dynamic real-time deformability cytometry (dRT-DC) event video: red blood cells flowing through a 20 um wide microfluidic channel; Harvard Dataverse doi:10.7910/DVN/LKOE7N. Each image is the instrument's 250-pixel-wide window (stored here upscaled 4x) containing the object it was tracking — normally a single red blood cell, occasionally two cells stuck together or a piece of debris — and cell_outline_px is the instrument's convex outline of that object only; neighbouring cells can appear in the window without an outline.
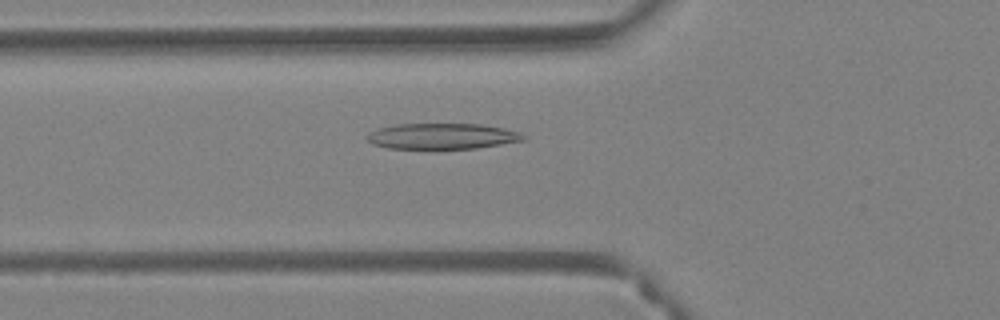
{"species": "Egyptian fruit bat (a non-hibernating species)", "species_latin": "Rousettus aegyptiacus", "temperature_condition": "warm", "stored_images_in_passage": 41, "camera_frame_rate_fps": 3000, "um_per_image_px": 0.085, "animal": {"sex": "female"}, "frame": {"image": 1, "passage_image": 7, "time_ms": 2.0, "image_size_px": [1000, 320], "cell_outline_px": [[524, 140], [476, 148], [388, 148], [372, 144], [364, 136], [368, 132], [380, 128], [396, 124], [480, 124], [504, 128], [520, 132], [524, 136]], "centroid_in_image_um": [37.55, 11.57], "position_along_channel_um": 88.3, "area_um2": 23.29}}
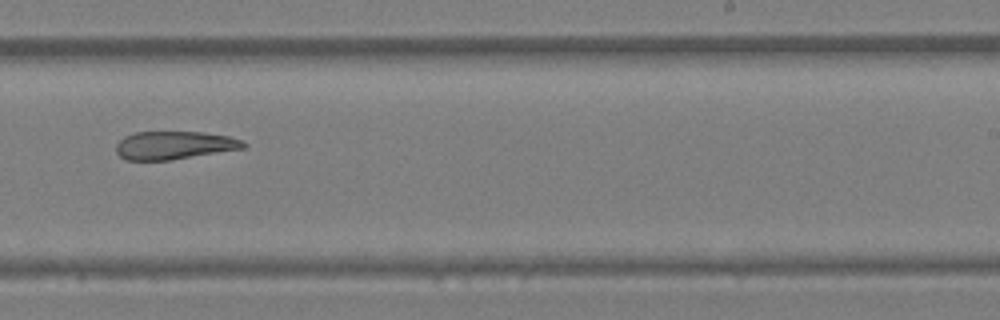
{"frame": {"image": 2, "passage_image": 21, "time_ms": 6.667, "image_size_px": [1000, 320], "cell_outline_px": [[248, 144], [244, 148], [168, 160], [124, 160], [116, 152], [116, 144], [124, 136], [136, 132], [204, 132], [228, 136], [244, 140]], "centroid_in_image_um": [14.8, 12.34], "position_along_channel_um": 274.2, "area_um2": 20.81}}
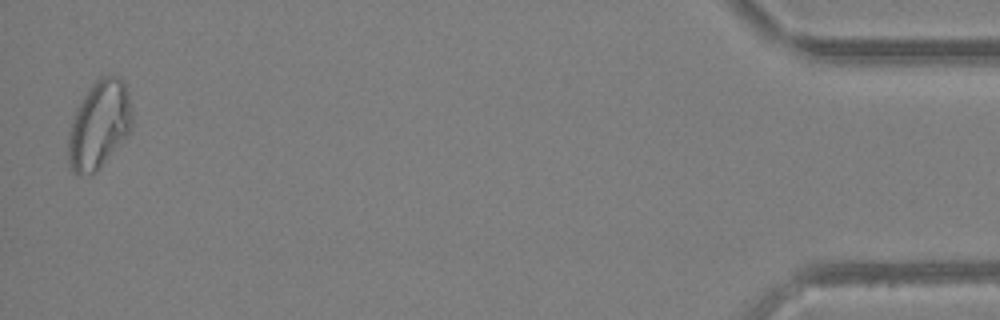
{"frame": {"image": 3, "passage_image": 39, "time_ms": 12.667, "image_size_px": [1000, 320], "cell_outline_px": [[132, 128], [100, 168], [96, 172], [72, 172], [68, 168], [68, 132], [76, 108], [84, 96], [96, 80], [100, 76], [112, 72], [120, 76], [124, 80], [128, 92], [132, 112]], "centroid_in_image_um": [8.43, 10.54], "position_along_channel_um": 426.8, "area_um2": 32.77}}